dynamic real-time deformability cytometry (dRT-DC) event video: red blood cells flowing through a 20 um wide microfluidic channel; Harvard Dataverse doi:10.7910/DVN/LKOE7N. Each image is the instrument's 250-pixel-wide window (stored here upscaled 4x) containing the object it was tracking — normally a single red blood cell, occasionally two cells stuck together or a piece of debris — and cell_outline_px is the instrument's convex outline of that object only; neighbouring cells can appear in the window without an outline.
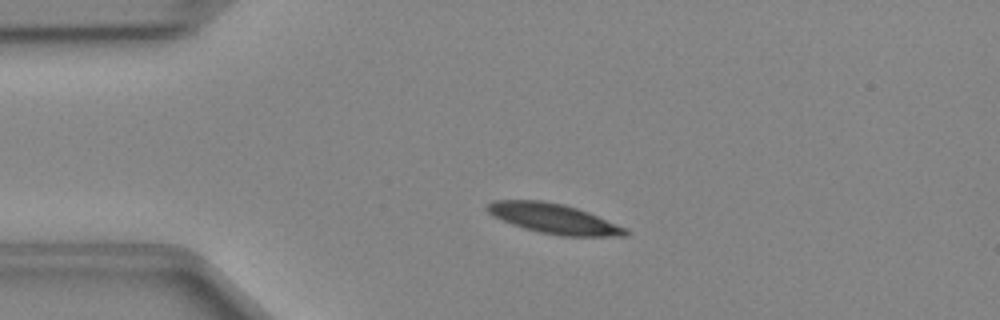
{"species": "Egyptian fruit bat (a non-hibernating species)", "species_latin": "Rousettus aegyptiacus", "temperature_condition": "cold", "stored_images_in_passage": 39, "camera_frame_rate_fps": 3000, "um_per_image_px": 0.085, "animal": {"sex": "female"}, "frame": {"image": 1, "passage_image": 1, "time_ms": 0.0, "image_size_px": [1000, 320], "cell_outline_px": [[628, 236], [560, 236], [540, 232], [524, 228], [512, 224], [492, 216], [484, 208], [492, 200], [544, 200], [564, 204], [588, 212], [628, 228]], "centroid_in_image_um": [47.06, 18.58], "position_along_channel_um": 37.9, "area_um2": 24.22}}
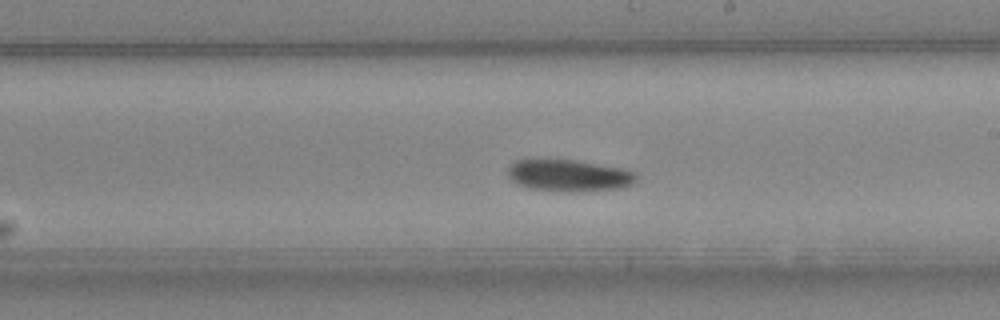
{"frame": {"image": 2, "passage_image": 18, "time_ms": 5.667, "image_size_px": [1000, 320], "cell_outline_px": [[640, 176], [632, 184], [624, 188], [584, 192], [564, 192], [528, 188], [516, 184], [508, 176], [508, 168], [516, 160], [572, 160], [624, 168]], "centroid_in_image_um": [48.4, 14.95], "position_along_channel_um": 240.6, "area_um2": 24.04}}
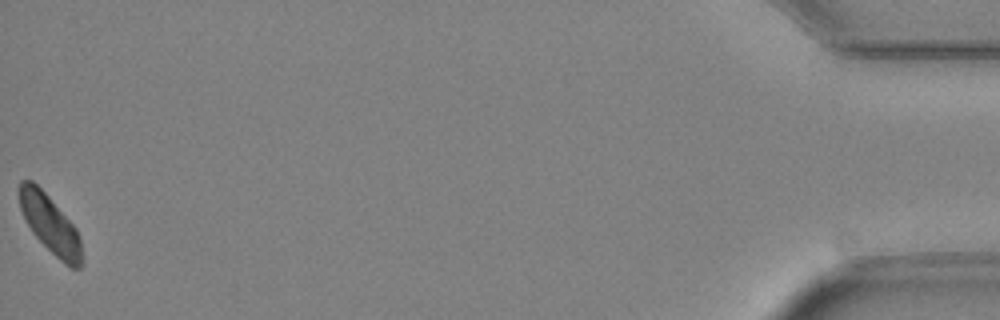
{"frame": {"image": 3, "passage_image": 39, "time_ms": 12.667, "image_size_px": [1000, 320], "cell_outline_px": [[84, 264], [80, 268], [72, 268], [64, 264], [32, 232], [20, 208], [16, 192], [20, 180], [32, 180], [48, 196], [76, 228], [80, 240], [84, 260]], "centroid_in_image_um": [4.25, 19.06], "position_along_channel_um": 430.9, "area_um2": 21.15}}